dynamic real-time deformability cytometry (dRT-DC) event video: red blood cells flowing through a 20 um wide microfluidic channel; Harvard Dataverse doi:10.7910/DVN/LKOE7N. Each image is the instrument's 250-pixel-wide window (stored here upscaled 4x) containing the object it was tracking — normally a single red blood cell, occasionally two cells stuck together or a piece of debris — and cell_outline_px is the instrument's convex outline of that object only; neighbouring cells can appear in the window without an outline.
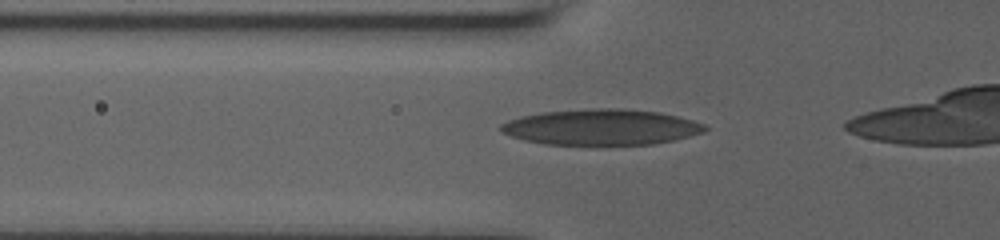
{"species": "human", "species_latin": "Homo sapiens", "temperature_condition": "room temperature", "stored_images_in_passage": 42, "camera_frame_rate_fps": 3000, "um_per_image_px": 0.085, "donor": {"sex": "male"}, "frame": {"image": 1, "passage_image": 13, "time_ms": 4.0, "image_size_px": [1000, 240], "cell_outline_px": [[708, 128], [704, 132], [676, 140], [652, 144], [596, 148], [544, 144], [524, 140], [500, 132], [500, 124], [508, 120], [520, 116], [540, 112], [584, 108], [624, 108], [660, 112], [692, 120], [704, 124]], "centroid_in_image_um": [51.08, 10.84], "position_along_channel_um": 74.7, "area_um2": 44.33}}
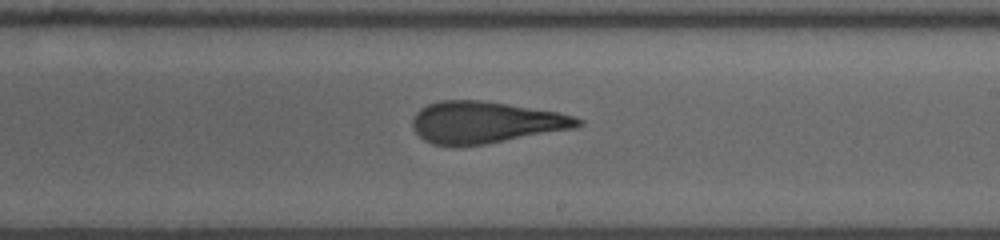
{"frame": {"image": 2, "passage_image": 27, "time_ms": 8.667, "image_size_px": [1000, 240], "cell_outline_px": [[584, 124], [576, 128], [484, 144], [432, 144], [424, 140], [412, 128], [412, 120], [416, 112], [420, 108], [428, 104], [440, 100], [480, 100], [508, 104], [556, 112], [576, 116], [584, 120]], "centroid_in_image_um": [41.29, 10.38], "position_along_channel_um": 247.7, "area_um2": 39.82}}
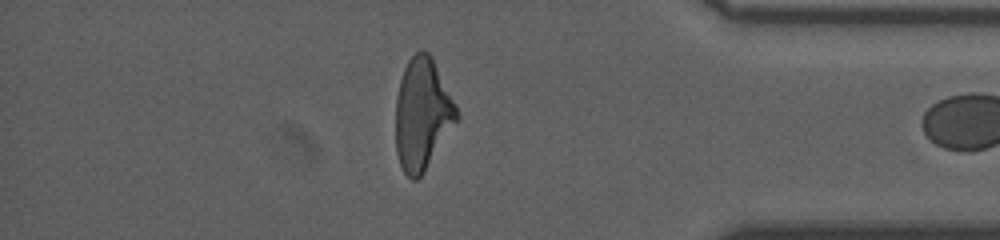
{"frame": {"image": 3, "passage_image": 41, "time_ms": 13.333, "image_size_px": [1000, 240], "cell_outline_px": [[460, 116], [424, 172], [416, 180], [412, 180], [404, 172], [400, 164], [396, 152], [396, 100], [400, 80], [404, 68], [408, 60], [416, 52], [428, 52], [432, 56], [456, 104]], "centroid_in_image_um": [35.9, 9.7], "position_along_channel_um": 399.3, "area_um2": 39.48}}